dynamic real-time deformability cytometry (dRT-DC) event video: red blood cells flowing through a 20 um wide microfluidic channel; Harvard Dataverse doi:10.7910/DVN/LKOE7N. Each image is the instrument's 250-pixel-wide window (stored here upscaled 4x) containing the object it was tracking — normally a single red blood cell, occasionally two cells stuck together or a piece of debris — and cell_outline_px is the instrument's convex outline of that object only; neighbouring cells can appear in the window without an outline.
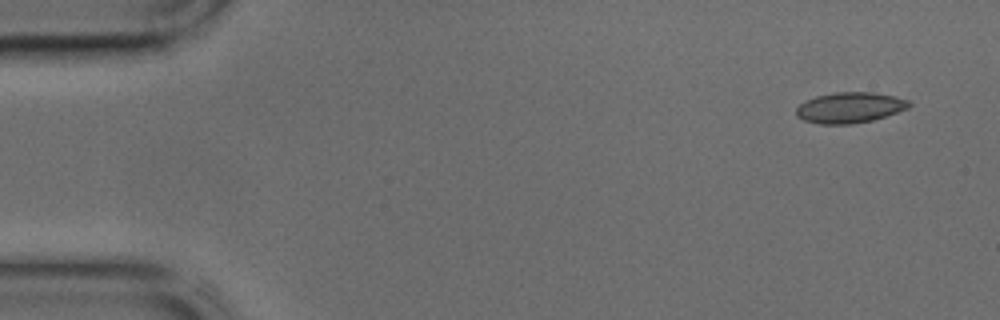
{"species": "common noctule bat (a hibernating species)", "species_latin": "Nyctalus noctula", "temperature_condition": "cold", "stored_images_in_passage": 43, "segment_of_instrument_passage": [1, 2], "camera_frame_rate_fps": 3000, "um_per_image_px": 0.085, "animal": {"sex": "male", "body_mass_g": 17.9, "forearm_length_mm": 54.2}, "frame": {"image": 1, "passage_image": 1, "time_ms": 0.0, "image_size_px": [1000, 320], "cell_outline_px": [[912, 104], [908, 108], [872, 120], [852, 124], [820, 124], [804, 120], [796, 116], [796, 108], [800, 104], [816, 96], [836, 92], [872, 92], [896, 96], [908, 100]], "centroid_in_image_um": [72.23, 9.14], "position_along_channel_um": 12.8, "area_um2": 20.06}}
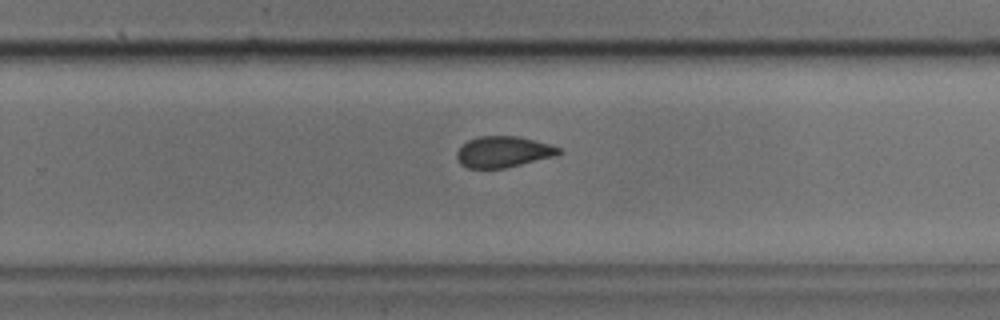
{"frame": {"image": 2, "passage_image": 26, "time_ms": 8.333, "image_size_px": [1000, 320], "cell_outline_px": [[564, 152], [556, 156], [504, 168], [468, 168], [460, 164], [456, 156], [456, 152], [468, 140], [480, 136], [516, 136], [548, 144], [560, 148]], "centroid_in_image_um": [42.78, 12.91], "position_along_channel_um": 287.0, "area_um2": 18.32}}
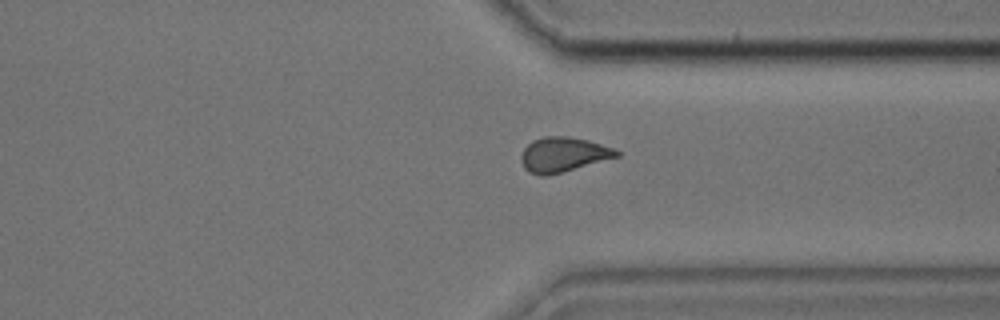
{"frame": {"image": 3, "passage_image": 31, "time_ms": 10.0, "image_size_px": [1000, 320], "cell_outline_px": [[620, 156], [564, 172], [548, 176], [540, 176], [528, 172], [524, 168], [520, 160], [520, 156], [524, 148], [532, 140], [544, 136], [568, 136], [588, 140], [612, 148], [620, 152]], "centroid_in_image_um": [47.84, 13.15], "position_along_channel_um": 363.6, "area_um2": 19.54}}